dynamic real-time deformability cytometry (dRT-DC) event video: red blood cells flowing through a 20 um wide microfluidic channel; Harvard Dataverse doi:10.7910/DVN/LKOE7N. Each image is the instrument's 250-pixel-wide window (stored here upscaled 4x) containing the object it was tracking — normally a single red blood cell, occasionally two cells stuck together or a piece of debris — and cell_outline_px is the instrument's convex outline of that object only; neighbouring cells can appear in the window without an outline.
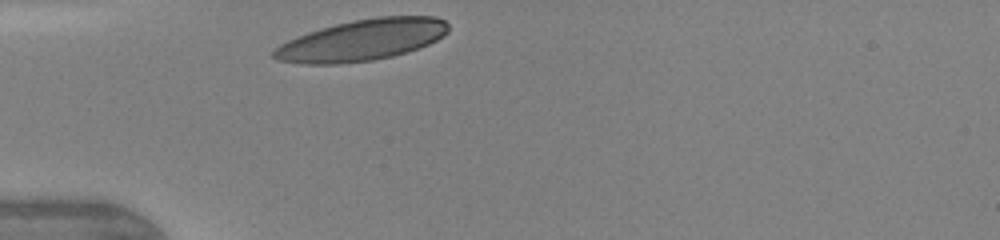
{"species": "human", "species_latin": "Homo sapiens", "temperature_condition": "warm", "stored_images_in_passage": 9, "camera_frame_rate_fps": 3000, "um_per_image_px": 0.085, "donor": {"sex": "female"}, "frame": {"image": 1, "passage_image": 1, "time_ms": 0.0, "image_size_px": [1000, 240], "cell_outline_px": [[448, 32], [444, 36], [420, 48], [392, 56], [372, 60], [336, 64], [300, 64], [276, 60], [272, 56], [272, 52], [280, 44], [288, 40], [308, 32], [320, 28], [352, 20], [376, 16], [436, 16], [444, 20], [448, 24]], "centroid_in_image_um": [30.77, 3.4], "position_along_channel_um": 54.2, "area_um2": 42.08}}